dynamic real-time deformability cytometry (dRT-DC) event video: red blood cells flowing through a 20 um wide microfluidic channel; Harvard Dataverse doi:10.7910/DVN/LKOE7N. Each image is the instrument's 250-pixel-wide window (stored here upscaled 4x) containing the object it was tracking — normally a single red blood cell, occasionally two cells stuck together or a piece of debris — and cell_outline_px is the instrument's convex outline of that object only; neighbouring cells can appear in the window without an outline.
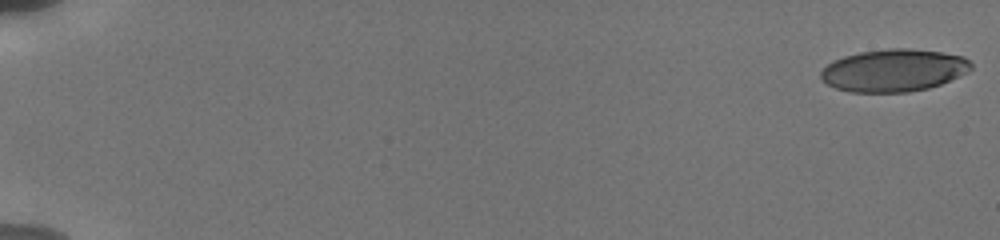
{"species": "human", "species_latin": "Homo sapiens", "temperature_condition": "cold", "stored_images_in_passage": 48, "camera_frame_rate_fps": 3000, "um_per_image_px": 0.085, "donor": {"sex": "male"}, "frame": {"image": 1, "passage_image": 1, "time_ms": 0.0, "image_size_px": [1000, 240], "cell_outline_px": [[972, 68], [940, 84], [928, 88], [908, 92], [848, 92], [836, 88], [820, 80], [820, 72], [832, 60], [844, 56], [860, 52], [888, 48], [908, 48], [940, 52], [964, 56], [972, 64]], "centroid_in_image_um": [75.91, 5.98], "position_along_channel_um": 9.1, "area_um2": 36.99}}
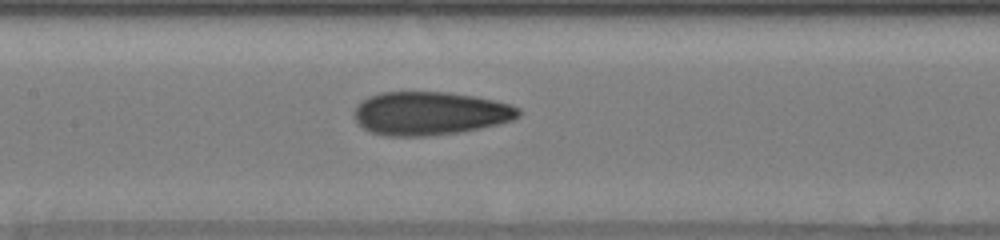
{"frame": {"image": 2, "passage_image": 21, "time_ms": 9.333, "image_size_px": [1000, 240], "cell_outline_px": [[520, 116], [512, 120], [496, 124], [456, 132], [424, 136], [388, 136], [372, 132], [364, 128], [356, 120], [352, 112], [356, 104], [368, 96], [380, 92], [448, 92], [476, 96], [512, 104], [520, 108]], "centroid_in_image_um": [36.52, 9.61], "position_along_channel_um": 170.9, "area_um2": 41.5}}
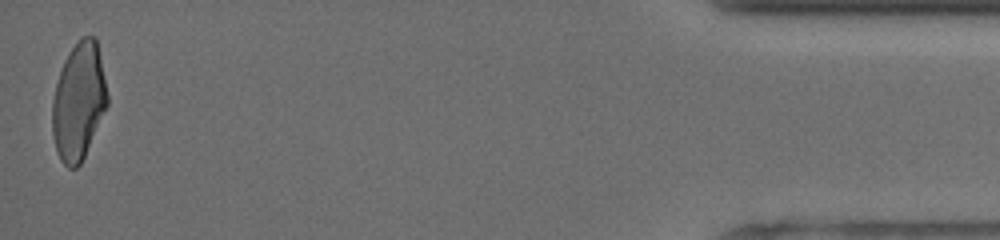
{"frame": {"image": 3, "passage_image": 47, "time_ms": 18.0, "image_size_px": [1000, 240], "cell_outline_px": [[108, 104], [84, 156], [80, 164], [76, 168], [68, 168], [60, 160], [56, 148], [52, 132], [52, 100], [56, 84], [64, 60], [68, 52], [84, 36], [96, 36], [108, 96]], "centroid_in_image_um": [6.68, 8.62], "position_along_channel_um": 428.5, "area_um2": 37.28}, "authors_computed_cell_mechanics": {"area_um2": 39.4196, "velocity_mm_per_s": 3.8381, "shape_relaxation_time_tau1_ms": 5.7348, "shape_relaxation_time_tau2_ms": 1.308, "deformation_change_tau1": 0.1635, "deformation_change_tau2": 0.0721}}